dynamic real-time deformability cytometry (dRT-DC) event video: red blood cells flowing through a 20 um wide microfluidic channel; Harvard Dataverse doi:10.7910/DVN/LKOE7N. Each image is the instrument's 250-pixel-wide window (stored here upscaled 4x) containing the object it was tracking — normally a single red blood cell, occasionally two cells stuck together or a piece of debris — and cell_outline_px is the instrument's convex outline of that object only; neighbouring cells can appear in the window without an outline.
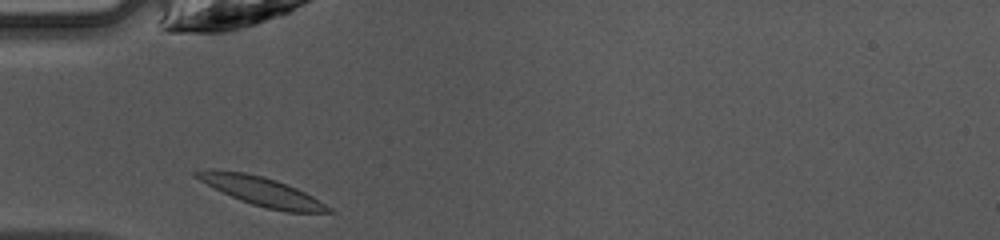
{"species": "common noctule bat (a hibernating species)", "species_latin": "Nyctalus noctula", "temperature_condition": "warm", "stored_images_in_passage": 26, "camera_frame_rate_fps": 3000, "um_per_image_px": 0.085, "animal": {"sex": "female", "body_mass_g": 10.0, "forearm_length_mm": 53.1}, "frame": {"image": 1, "passage_image": 1, "time_ms": 0.0, "image_size_px": [1000, 240], "cell_outline_px": [[336, 212], [288, 212], [268, 208], [252, 204], [240, 200], [200, 180], [192, 172], [208, 168], [212, 168], [244, 172], [264, 176], [276, 180], [296, 188], [312, 196], [332, 208]], "centroid_in_image_um": [22.25, 16.24], "position_along_channel_um": 62.8, "area_um2": 21.85}}
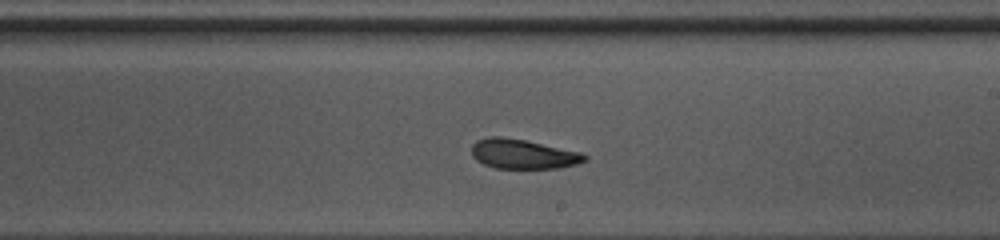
{"frame": {"image": 2, "passage_image": 14, "time_ms": 4.333, "image_size_px": [1000, 240], "cell_outline_px": [[588, 160], [576, 164], [560, 168], [496, 168], [484, 164], [476, 160], [472, 156], [472, 144], [476, 140], [488, 136], [500, 136], [524, 140], [580, 152], [588, 156]], "centroid_in_image_um": [44.44, 13.09], "position_along_channel_um": 244.6, "area_um2": 19.48}}
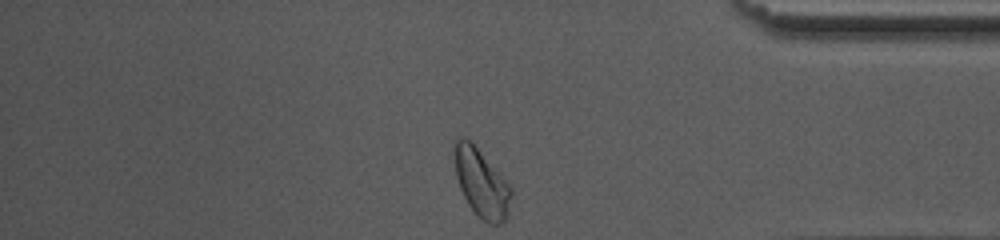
{"frame": {"image": 3, "passage_image": 26, "time_ms": 8.333, "image_size_px": [1000, 240], "cell_outline_px": [[512, 196], [508, 212], [504, 220], [500, 224], [492, 224], [484, 220], [468, 204], [460, 188], [456, 176], [456, 140], [460, 136], [468, 140], [476, 148], [512, 188]], "centroid_in_image_um": [40.95, 15.61], "position_along_channel_um": 394.3, "area_um2": 21.44}, "authors_computed_cell_mechanics": {"area_um2": 20.1433, "velocity_mm_per_s": 4.2359, "shape_relaxation_time_tau1_ms": 7.2665, "shape_relaxation_time_tau2_ms": 3.2037, "deformation_change_tau1": 0.1766, "deformation_change_tau2": 0.1066}}